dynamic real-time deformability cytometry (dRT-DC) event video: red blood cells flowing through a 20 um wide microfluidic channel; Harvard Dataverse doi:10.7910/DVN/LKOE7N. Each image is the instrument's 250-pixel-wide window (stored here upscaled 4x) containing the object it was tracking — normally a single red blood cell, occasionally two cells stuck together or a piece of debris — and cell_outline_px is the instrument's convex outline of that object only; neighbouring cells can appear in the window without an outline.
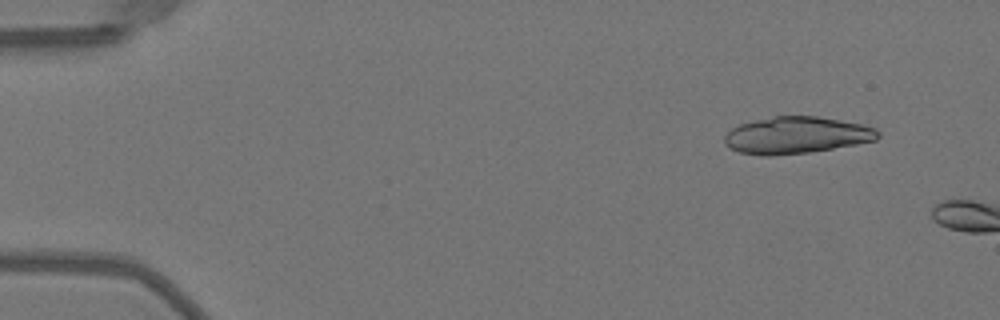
{"species": "Egyptian fruit bat (a non-hibernating species)", "species_latin": "Rousettus aegyptiacus", "temperature_condition": "warm", "stored_images_in_passage": 6, "camera_frame_rate_fps": 3000, "um_per_image_px": 0.085, "animal": {"sex": "female"}, "frame": {"image": 1, "passage_image": 3, "time_ms": 0.667, "image_size_px": [1000, 320], "cell_outline_px": [[880, 136], [876, 140], [856, 144], [808, 152], [772, 156], [760, 156], [740, 152], [724, 144], [724, 136], [732, 128], [740, 124], [756, 120], [776, 116], [816, 116], [864, 124], [876, 128], [880, 132]], "centroid_in_image_um": [67.71, 11.49], "position_along_channel_um": 17.3, "area_um2": 32.89}}